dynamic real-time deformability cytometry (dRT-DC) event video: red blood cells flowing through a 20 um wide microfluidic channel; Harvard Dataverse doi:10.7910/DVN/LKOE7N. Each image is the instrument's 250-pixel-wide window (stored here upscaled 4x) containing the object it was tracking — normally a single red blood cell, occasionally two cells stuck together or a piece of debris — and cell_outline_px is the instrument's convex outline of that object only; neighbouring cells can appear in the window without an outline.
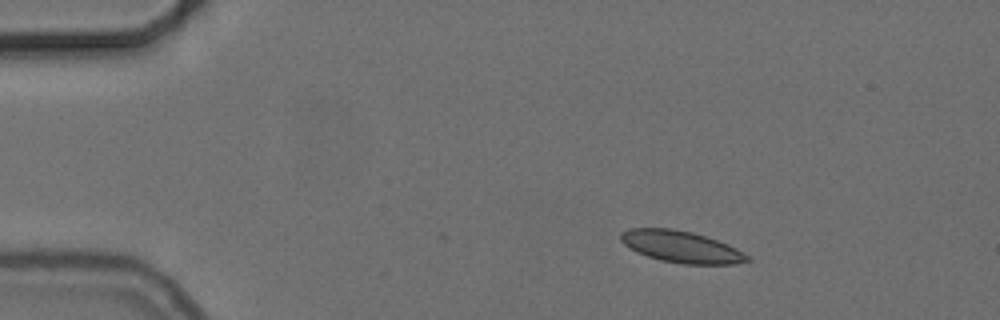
{"species": "common noctule bat (a hibernating species)", "species_latin": "Nyctalus noctula", "temperature_condition": "cold", "stored_images_in_passage": 50, "camera_frame_rate_fps": 3000, "um_per_image_px": 0.085, "animal": {"sex": "female", "body_mass_g": 24.6, "forearm_length_mm": 56.2}, "frame": {"image": 1, "passage_image": 9, "time_ms": 2.667, "image_size_px": [1000, 320], "cell_outline_px": [[752, 260], [736, 264], [684, 264], [660, 260], [636, 252], [624, 244], [620, 240], [620, 232], [628, 228], [672, 228], [692, 232], [728, 244], [736, 248], [748, 256]], "centroid_in_image_um": [57.88, 20.97], "position_along_channel_um": 27.1, "area_um2": 23.35}}
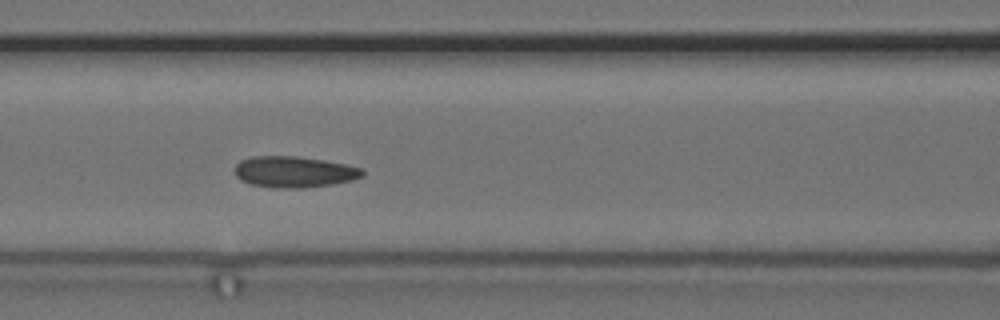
{"frame": {"image": 2, "passage_image": 24, "time_ms": 7.667, "image_size_px": [1000, 320], "cell_outline_px": [[364, 176], [352, 180], [332, 184], [304, 188], [276, 188], [248, 184], [240, 180], [236, 176], [236, 164], [240, 160], [252, 156], [296, 156], [324, 160], [364, 168]], "centroid_in_image_um": [25.0, 14.61], "position_along_channel_um": 141.6, "area_um2": 23.35}}
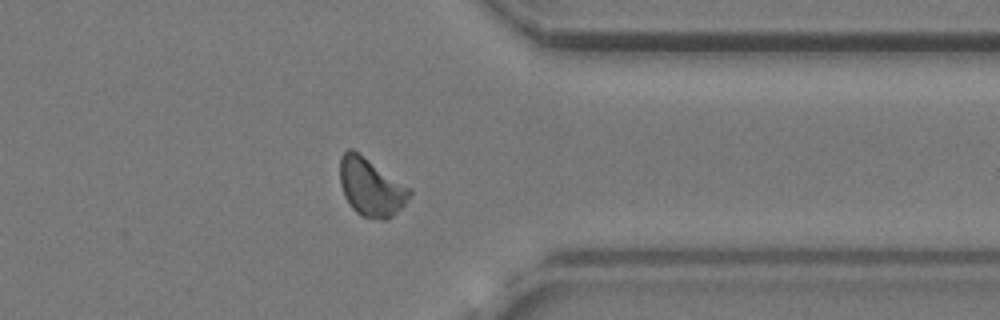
{"frame": {"image": 3, "passage_image": 44, "time_ms": 14.333, "image_size_px": [1000, 320], "cell_outline_px": [[412, 196], [392, 216], [384, 220], [380, 220], [360, 216], [352, 208], [344, 196], [340, 184], [340, 156], [348, 148], [352, 148], [412, 188]], "centroid_in_image_um": [31.54, 15.9], "position_along_channel_um": 379.9, "area_um2": 23.76}, "authors_computed_cell_mechanics": {"area_um2": 22.8599, "velocity_mm_per_s": 3.6884, "shape_relaxation_time_tau1_ms": 7.3191, "shape_relaxation_time_tau2_ms": 2.2174, "deformation_change_tau1": 0.0904, "deformation_change_tau2": 0.077}}